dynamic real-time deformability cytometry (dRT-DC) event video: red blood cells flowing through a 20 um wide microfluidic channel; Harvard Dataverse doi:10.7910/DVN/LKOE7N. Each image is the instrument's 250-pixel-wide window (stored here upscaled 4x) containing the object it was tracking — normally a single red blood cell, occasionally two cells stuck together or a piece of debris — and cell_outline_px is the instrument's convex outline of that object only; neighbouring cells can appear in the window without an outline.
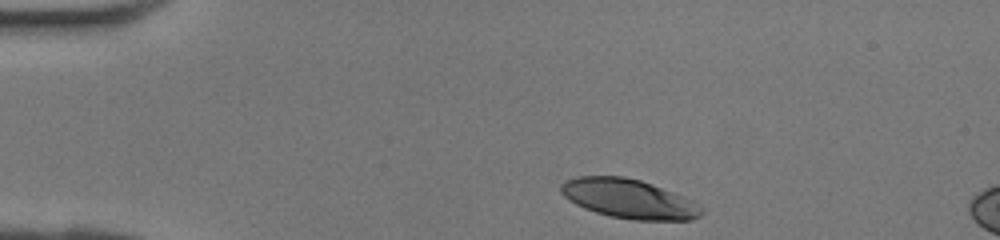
{"species": "human", "species_latin": "Homo sapiens", "temperature_condition": "room temperature", "stored_images_in_passage": 7, "camera_frame_rate_fps": 3000, "um_per_image_px": 0.085, "donor": {"sex": "female"}, "frame": {"image": 1, "passage_image": 1, "time_ms": 0.0, "image_size_px": [1000, 240], "cell_outline_px": [[704, 212], [700, 216], [692, 220], [632, 220], [612, 216], [596, 212], [584, 208], [568, 200], [560, 192], [560, 184], [564, 180], [576, 176], [624, 176], [640, 180], [652, 184], [692, 200], [704, 208]], "centroid_in_image_um": [53.44, 16.89], "position_along_channel_um": 31.6, "area_um2": 32.25}}